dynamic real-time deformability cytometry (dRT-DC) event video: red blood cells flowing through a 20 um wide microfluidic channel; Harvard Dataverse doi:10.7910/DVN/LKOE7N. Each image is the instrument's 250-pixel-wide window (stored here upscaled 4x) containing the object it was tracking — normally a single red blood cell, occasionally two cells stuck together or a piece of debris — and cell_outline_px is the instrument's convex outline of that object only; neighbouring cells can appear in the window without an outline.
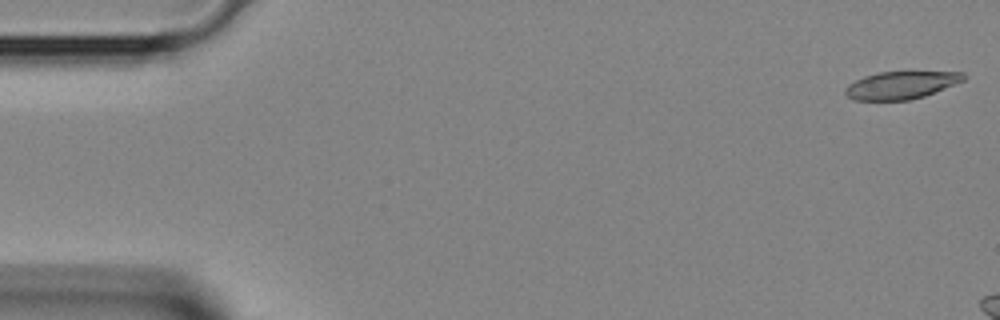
{"species": "Egyptian fruit bat (a non-hibernating species)", "species_latin": "Rousettus aegyptiacus", "temperature_condition": "room temperature", "stored_images_in_passage": 4, "camera_frame_rate_fps": 3000, "um_per_image_px": 0.085, "animal": {"sex": "female"}, "frame": {"image": 1, "passage_image": 1, "time_ms": 0.0, "image_size_px": [1000, 320], "cell_outline_px": [[964, 80], [924, 96], [908, 100], [852, 100], [844, 92], [844, 88], [848, 84], [864, 76], [880, 72], [964, 72]], "centroid_in_image_um": [76.54, 7.24], "position_along_channel_um": 8.5, "area_um2": 18.79}}
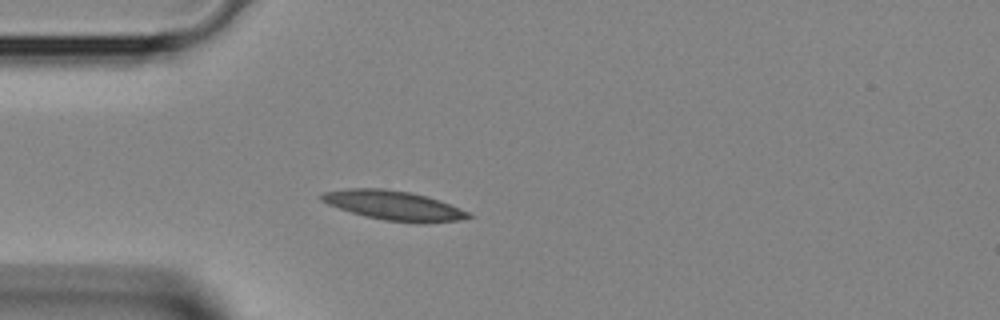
{"frame": {"image": 2, "passage_image": 4, "time_ms": 1.0, "image_size_px": [1000, 320], "cell_outline_px": [[472, 216], [460, 220], [424, 224], [384, 220], [352, 212], [328, 204], [320, 200], [320, 196], [324, 192], [348, 188], [384, 188], [412, 192], [428, 196], [440, 200], [468, 212]], "centroid_in_image_um": [33.5, 17.46], "position_along_channel_um": 51.5, "area_um2": 25.14}}